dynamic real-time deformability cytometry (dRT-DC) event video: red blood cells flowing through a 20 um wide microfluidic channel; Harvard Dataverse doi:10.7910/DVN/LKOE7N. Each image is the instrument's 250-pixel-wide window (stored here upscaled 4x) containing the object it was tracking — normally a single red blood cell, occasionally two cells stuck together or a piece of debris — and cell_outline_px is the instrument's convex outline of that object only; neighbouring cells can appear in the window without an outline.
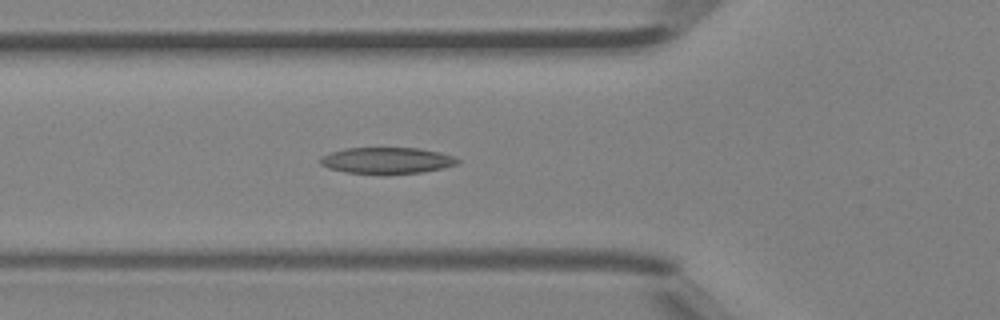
{"species": "Egyptian fruit bat (a non-hibernating species)", "species_latin": "Rousettus aegyptiacus", "temperature_condition": "room temperature", "stored_images_in_passage": 45, "camera_frame_rate_fps": 3000, "um_per_image_px": 0.085, "animal": {"sex": "female"}, "frame": {"image": 1, "passage_image": 16, "time_ms": 5.0, "image_size_px": [1000, 320], "cell_outline_px": [[460, 160], [456, 164], [440, 168], [420, 172], [344, 172], [328, 168], [320, 164], [320, 156], [344, 148], [420, 148], [440, 152], [452, 156]], "centroid_in_image_um": [32.84, 13.61], "position_along_channel_um": 93.0, "area_um2": 20.35}}
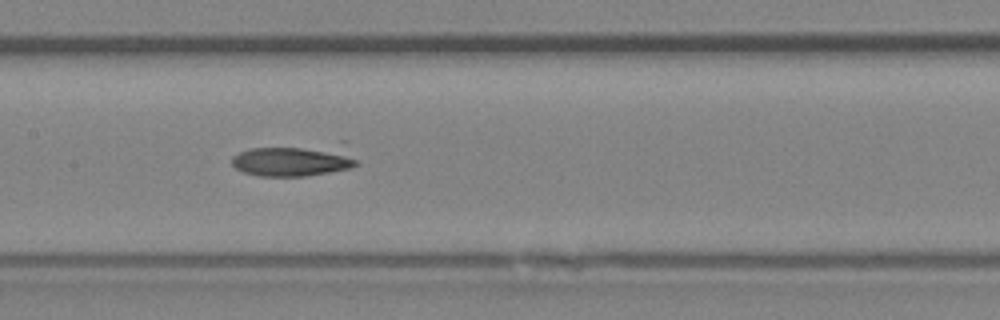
{"frame": {"image": 2, "passage_image": 22, "time_ms": 7.0, "image_size_px": [1000, 320], "cell_outline_px": [[360, 164], [352, 168], [304, 176], [260, 176], [244, 172], [236, 168], [232, 164], [232, 156], [248, 148], [340, 140], [348, 140], [360, 160]], "centroid_in_image_um": [25.26, 13.51], "position_along_channel_um": 182.1, "area_um2": 25.55}}
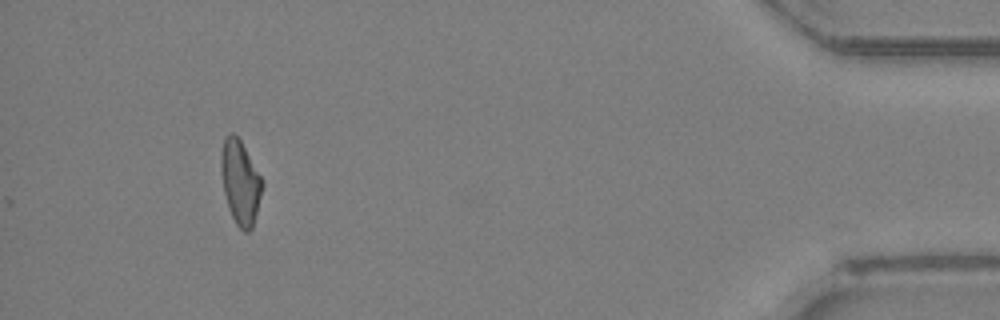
{"frame": {"image": 3, "passage_image": 42, "time_ms": 13.667, "image_size_px": [1000, 320], "cell_outline_px": [[264, 184], [252, 228], [248, 232], [244, 232], [236, 224], [228, 208], [224, 192], [220, 172], [220, 152], [224, 140], [232, 132], [240, 140], [264, 180]], "centroid_in_image_um": [20.42, 15.5], "position_along_channel_um": 414.8, "area_um2": 20.23}, "authors_computed_cell_mechanics": {"area_um2": 21.0392, "velocity_mm_per_s": 4.5108, "shape_relaxation_time_tau1_ms": 2.4201, "shape_relaxation_time_tau2_ms": null, "deformation_change_tau1": 0.1249, "deformation_change_tau2": null}}